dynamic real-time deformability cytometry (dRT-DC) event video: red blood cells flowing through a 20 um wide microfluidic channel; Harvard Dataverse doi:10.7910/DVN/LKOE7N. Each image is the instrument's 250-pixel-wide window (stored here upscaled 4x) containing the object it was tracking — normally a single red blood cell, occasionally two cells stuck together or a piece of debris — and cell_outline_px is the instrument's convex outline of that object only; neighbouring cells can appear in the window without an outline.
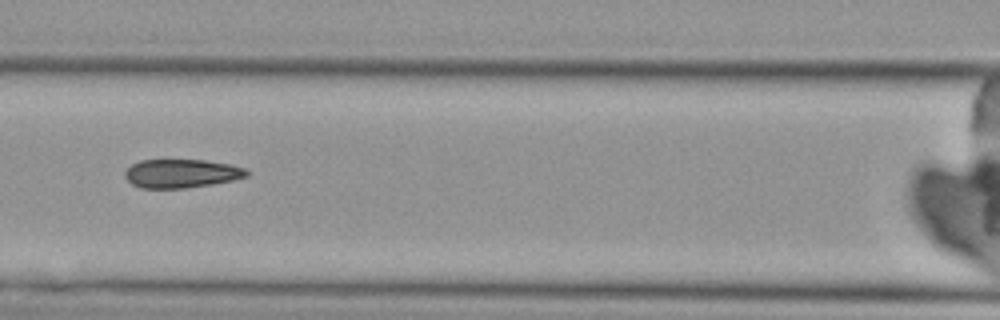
{"species": "Egyptian fruit bat (a non-hibernating species)", "species_latin": "Rousettus aegyptiacus", "temperature_condition": "cold", "stored_images_in_passage": 8, "camera_frame_rate_fps": 3000, "um_per_image_px": 0.085, "animal": {"sex": "female"}, "frame": {"image": 1, "passage_image": 7, "time_ms": 8.0, "image_size_px": [1000, 320], "cell_outline_px": [[248, 176], [232, 180], [212, 184], [184, 188], [140, 188], [132, 184], [124, 176], [124, 172], [132, 164], [140, 160], [204, 160], [232, 164], [244, 168], [248, 172]], "centroid_in_image_um": [15.41, 14.74], "position_along_channel_um": 151.2, "area_um2": 20.29}}
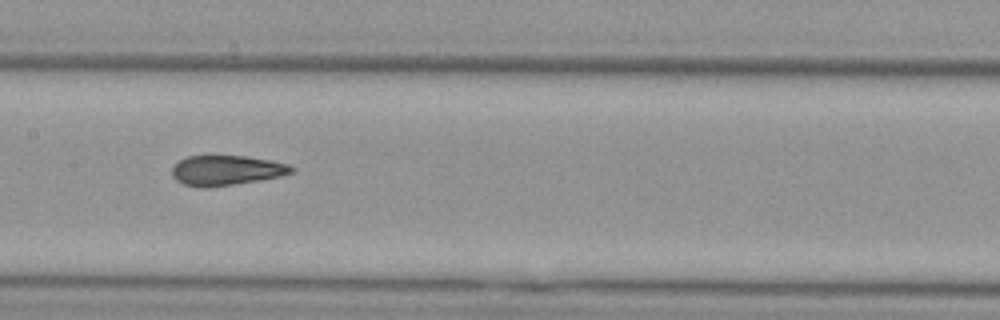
{"frame": {"image": 2, "passage_image": 8, "time_ms": 9.0, "image_size_px": [1000, 320], "cell_outline_px": [[292, 172], [280, 176], [232, 184], [204, 188], [200, 188], [184, 184], [176, 180], [172, 176], [172, 168], [180, 160], [188, 156], [248, 156], [288, 164], [292, 168]], "centroid_in_image_um": [19.18, 14.48], "position_along_channel_um": 188.2, "area_um2": 20.46}}